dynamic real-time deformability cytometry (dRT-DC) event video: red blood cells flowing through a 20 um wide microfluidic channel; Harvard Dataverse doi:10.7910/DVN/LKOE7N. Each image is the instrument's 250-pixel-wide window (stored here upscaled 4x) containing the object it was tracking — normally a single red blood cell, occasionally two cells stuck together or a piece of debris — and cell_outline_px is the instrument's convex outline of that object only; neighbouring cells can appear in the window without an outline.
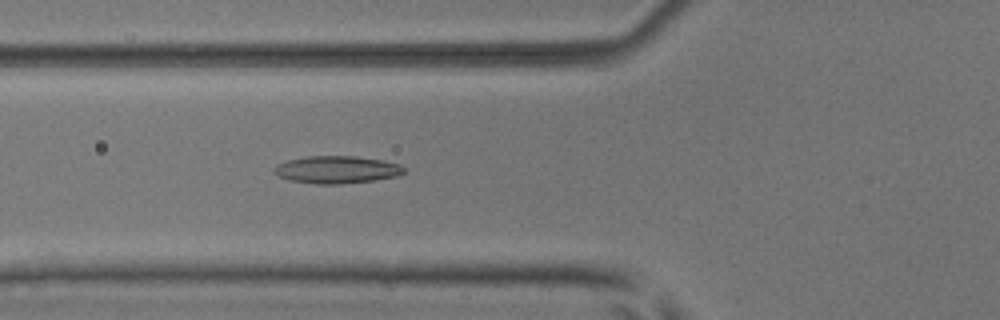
{"species": "common noctule bat (a hibernating species)", "species_latin": "Nyctalus noctula", "temperature_condition": "room temperature", "stored_images_in_passage": 51, "camera_frame_rate_fps": 3000, "um_per_image_px": 0.085, "animal": {"sex": "male", "body_mass_g": 17.9, "forearm_length_mm": 54.2}, "frame": {"image": 1, "passage_image": 19, "time_ms": 6.0, "image_size_px": [1000, 320], "cell_outline_px": [[404, 172], [396, 176], [376, 180], [340, 184], [316, 184], [288, 180], [272, 172], [272, 168], [276, 164], [288, 160], [308, 156], [356, 156], [380, 160], [400, 164], [404, 168]], "centroid_in_image_um": [28.58, 14.42], "position_along_channel_um": 97.2, "area_um2": 20.81}}
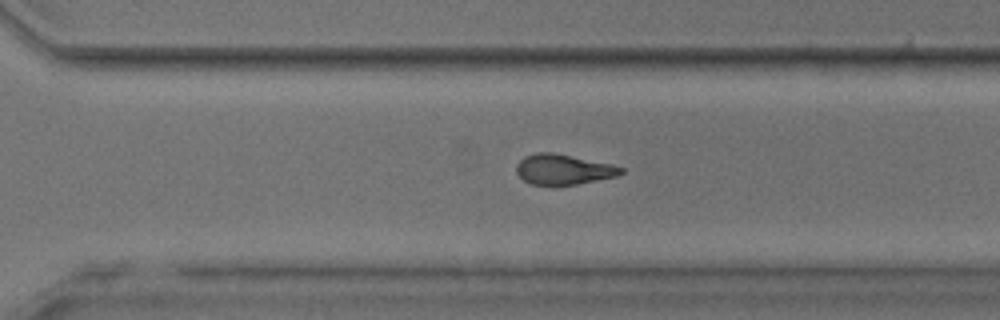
{"frame": {"image": 2, "passage_image": 36, "time_ms": 11.667, "image_size_px": [1000, 320], "cell_outline_px": [[624, 172], [616, 176], [556, 188], [532, 184], [524, 180], [516, 172], [516, 164], [524, 156], [536, 152], [552, 152], [608, 164], [624, 168]], "centroid_in_image_um": [47.81, 14.43], "position_along_channel_um": 322.8, "area_um2": 18.61}}
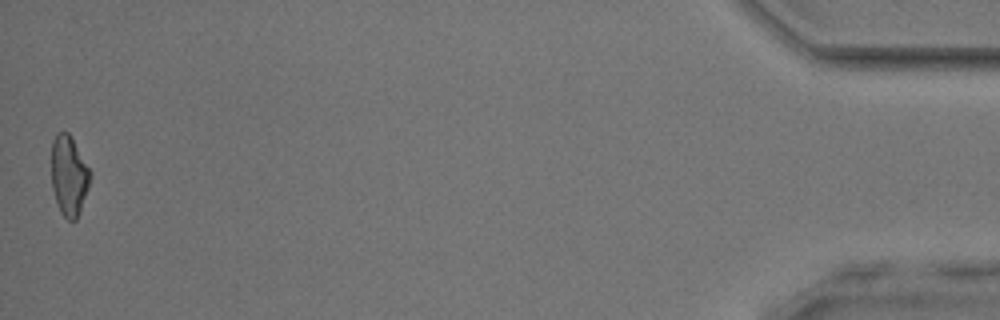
{"frame": {"image": 3, "passage_image": 51, "time_ms": 16.667, "image_size_px": [1000, 320], "cell_outline_px": [[92, 176], [80, 212], [76, 220], [68, 220], [60, 212], [56, 204], [52, 188], [52, 140], [56, 132], [68, 132], [92, 172]], "centroid_in_image_um": [5.86, 14.94], "position_along_channel_um": 429.3, "area_um2": 18.21}, "authors_computed_cell_mechanics": {"area_um2": 19.3052, "velocity_mm_per_s": 3.9859, "shape_relaxation_time_tau1_ms": null, "shape_relaxation_time_tau2_ms": 2.7001, "deformation_change_tau1": null, "deformation_change_tau2": 0.1119}}